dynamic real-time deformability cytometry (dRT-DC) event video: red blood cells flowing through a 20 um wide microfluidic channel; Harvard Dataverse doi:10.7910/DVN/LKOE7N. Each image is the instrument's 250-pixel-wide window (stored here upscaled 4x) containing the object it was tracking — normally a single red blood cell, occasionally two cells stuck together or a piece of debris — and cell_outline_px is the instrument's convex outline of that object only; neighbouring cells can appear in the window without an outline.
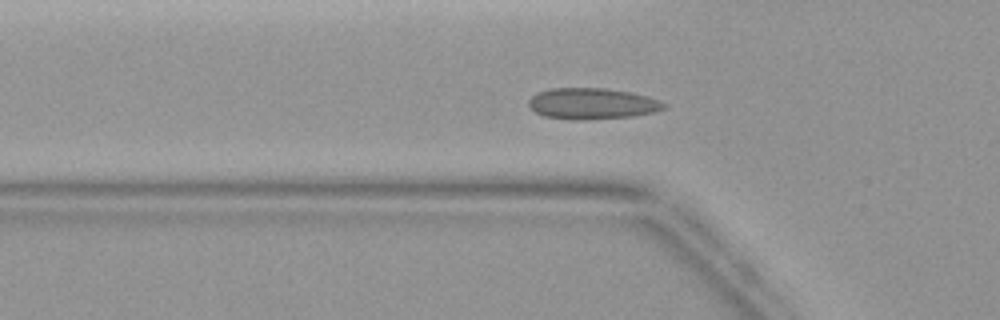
{"species": "common noctule bat (a hibernating species)", "species_latin": "Nyctalus noctula", "temperature_condition": "warm", "stored_images_in_passage": 46, "camera_frame_rate_fps": 3000, "um_per_image_px": 0.085, "animal": {"sex": "female", "body_mass_g": 19.9}, "frame": {"image": 1, "passage_image": 16, "time_ms": 5.0, "image_size_px": [1000, 320], "cell_outline_px": [[668, 108], [656, 112], [632, 116], [580, 120], [572, 120], [544, 116], [536, 112], [528, 104], [528, 100], [536, 92], [548, 88], [604, 88], [632, 92], [648, 96], [668, 104]], "centroid_in_image_um": [50.36, 8.8], "position_along_channel_um": 75.4, "area_um2": 24.8}}
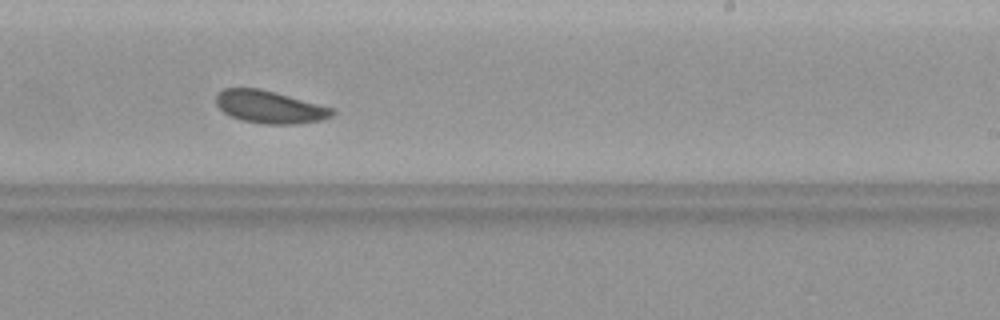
{"frame": {"image": 2, "passage_image": 29, "time_ms": 9.333, "image_size_px": [1000, 320], "cell_outline_px": [[336, 112], [332, 116], [324, 120], [296, 124], [264, 124], [244, 120], [232, 116], [224, 112], [216, 104], [216, 92], [224, 88], [260, 88], [276, 92], [332, 108]], "centroid_in_image_um": [22.93, 9.08], "position_along_channel_um": 266.1, "area_um2": 22.02}}
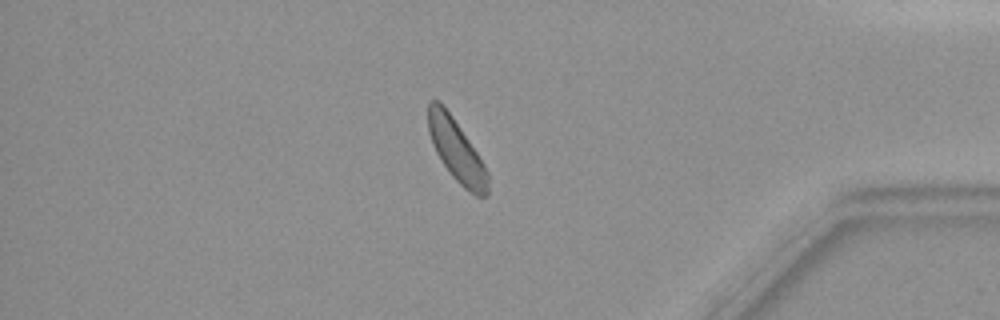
{"frame": {"image": 3, "passage_image": 40, "time_ms": 13.0, "image_size_px": [1000, 320], "cell_outline_px": [[488, 196], [476, 196], [464, 188], [448, 172], [436, 152], [432, 144], [428, 132], [428, 100], [440, 100], [452, 116], [484, 164], [488, 172]], "centroid_in_image_um": [38.78, 12.78], "position_along_channel_um": 396.4, "area_um2": 21.5}}